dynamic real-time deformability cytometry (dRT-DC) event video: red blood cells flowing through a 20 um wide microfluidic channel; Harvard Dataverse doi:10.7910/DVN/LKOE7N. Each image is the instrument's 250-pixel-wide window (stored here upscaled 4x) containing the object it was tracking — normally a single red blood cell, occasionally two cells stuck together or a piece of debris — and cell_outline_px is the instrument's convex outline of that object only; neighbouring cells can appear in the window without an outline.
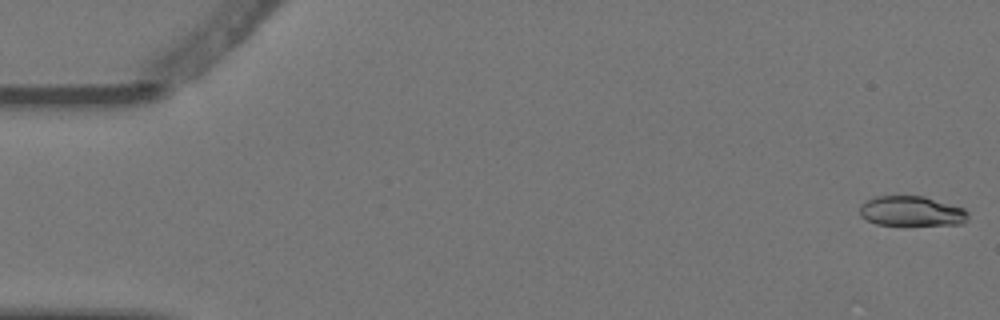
{"species": "Egyptian fruit bat (a non-hibernating species)", "species_latin": "Rousettus aegyptiacus", "temperature_condition": "warm", "stored_images_in_passage": 4, "camera_frame_rate_fps": 3000, "um_per_image_px": 0.085, "animal": {"sex": "female"}, "frame": {"image": 1, "passage_image": 1, "time_ms": 0.0, "image_size_px": [1000, 320], "cell_outline_px": [[968, 220], [960, 224], [876, 224], [860, 216], [860, 204], [876, 196], [924, 196], [964, 208], [968, 212]], "centroid_in_image_um": [77.48, 17.94], "position_along_channel_um": 7.5, "area_um2": 18.67}}
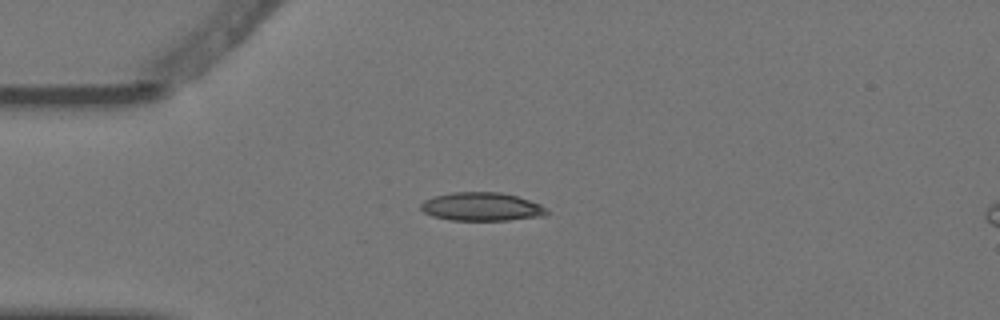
{"frame": {"image": 2, "passage_image": 3, "time_ms": 0.667, "image_size_px": [1000, 320], "cell_outline_px": [[548, 212], [544, 216], [508, 220], [452, 220], [432, 216], [424, 212], [420, 208], [420, 204], [424, 200], [432, 196], [452, 192], [500, 192], [516, 196], [540, 204]], "centroid_in_image_um": [40.89, 17.56], "position_along_channel_um": 44.1, "area_um2": 20.81}}